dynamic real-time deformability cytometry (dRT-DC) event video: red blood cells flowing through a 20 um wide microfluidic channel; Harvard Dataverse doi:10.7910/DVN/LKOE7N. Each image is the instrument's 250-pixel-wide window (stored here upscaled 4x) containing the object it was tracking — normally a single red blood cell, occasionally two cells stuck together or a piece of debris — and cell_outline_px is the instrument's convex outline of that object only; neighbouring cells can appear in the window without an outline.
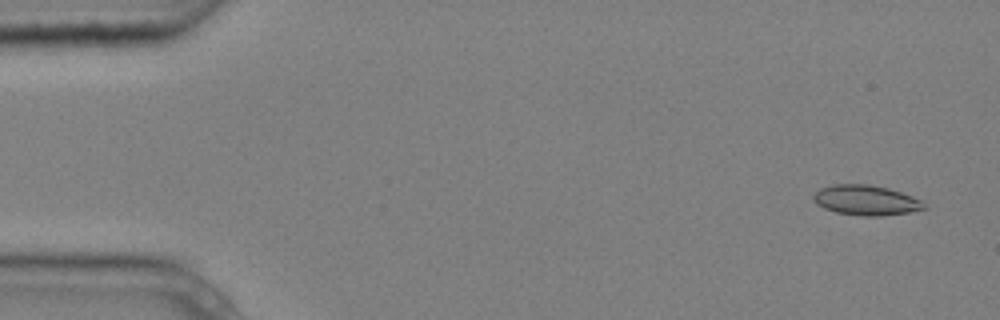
{"species": "common noctule bat (a hibernating species)", "species_latin": "Nyctalus noctula", "temperature_condition": "cold", "stored_images_in_passage": 5, "camera_frame_rate_fps": 3000, "um_per_image_px": 0.085, "animal": {"sex": "male", "body_mass_g": 20.4}, "frame": {"image": 1, "passage_image": 1, "time_ms": 0.0, "image_size_px": [1000, 320], "cell_outline_px": [[928, 208], [908, 212], [884, 216], [864, 216], [836, 212], [824, 208], [816, 204], [812, 200], [812, 196], [820, 188], [836, 184], [868, 184], [888, 188], [912, 196], [920, 200]], "centroid_in_image_um": [73.59, 17.02], "position_along_channel_um": 11.4, "area_um2": 19.36}}
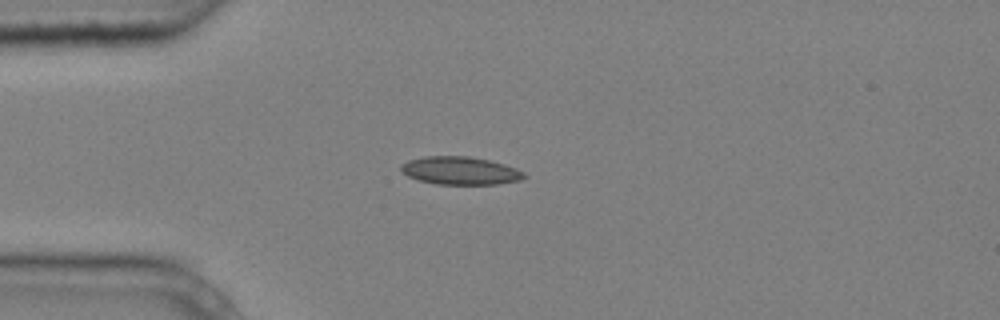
{"frame": {"image": 2, "passage_image": 4, "time_ms": 1.0, "image_size_px": [1000, 320], "cell_outline_px": [[528, 176], [520, 180], [496, 184], [436, 184], [420, 180], [408, 176], [400, 168], [400, 164], [408, 160], [424, 156], [468, 156], [488, 160], [504, 164], [516, 168], [524, 172]], "centroid_in_image_um": [39.13, 14.5], "position_along_channel_um": 45.9, "area_um2": 20.0}}